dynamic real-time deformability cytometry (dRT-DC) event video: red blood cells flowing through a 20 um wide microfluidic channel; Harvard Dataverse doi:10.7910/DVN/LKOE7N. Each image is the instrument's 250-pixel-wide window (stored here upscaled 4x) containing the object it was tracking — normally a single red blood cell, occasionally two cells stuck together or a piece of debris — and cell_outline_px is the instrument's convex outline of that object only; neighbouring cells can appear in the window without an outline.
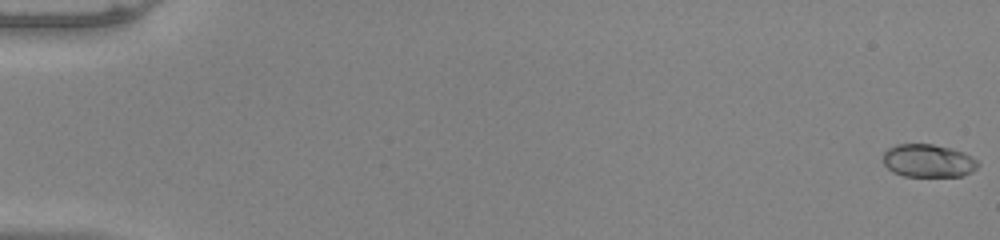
{"species": "common noctule bat (a hibernating species)", "species_latin": "Nyctalus noctula", "temperature_condition": "warm", "stored_images_in_passage": 53, "camera_frame_rate_fps": 3000, "um_per_image_px": 0.085, "animal": {"sex": "male", "body_mass_g": 20.0, "forearm_length_mm": 53.3}, "frame": {"image": 1, "passage_image": 1, "time_ms": 0.0, "image_size_px": [1000, 240], "cell_outline_px": [[980, 164], [972, 172], [960, 176], [904, 176], [892, 172], [884, 164], [884, 152], [888, 148], [896, 144], [932, 144], [952, 148], [964, 152], [972, 156]], "centroid_in_image_um": [78.91, 13.66], "position_along_channel_um": 6.1, "area_um2": 18.32}}
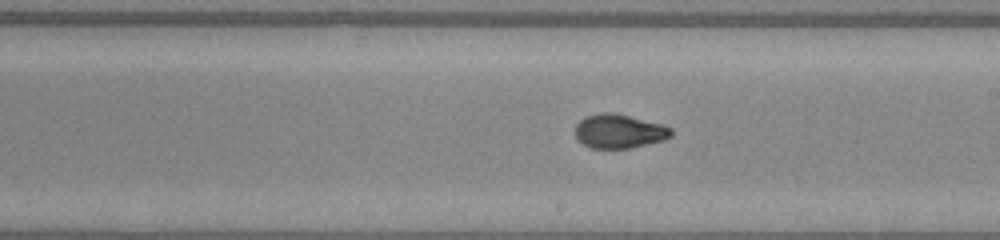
{"frame": {"image": 2, "passage_image": 32, "time_ms": 10.333, "image_size_px": [1000, 240], "cell_outline_px": [[672, 136], [664, 140], [628, 148], [592, 148], [584, 144], [576, 136], [576, 124], [584, 116], [600, 112], [612, 112], [664, 124], [672, 128]], "centroid_in_image_um": [52.65, 11.13], "position_along_channel_um": 236.4, "area_um2": 19.02}}
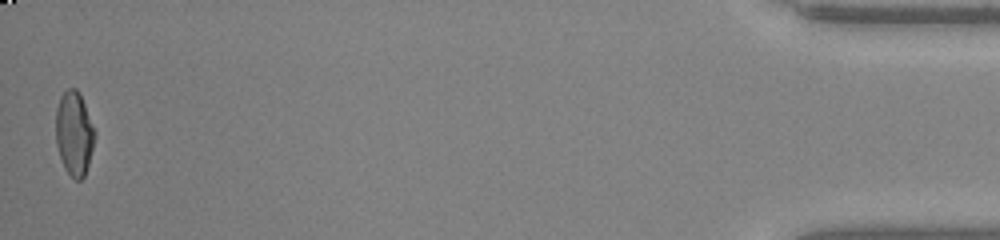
{"frame": {"image": 3, "passage_image": 53, "time_ms": 17.333, "image_size_px": [1000, 240], "cell_outline_px": [[96, 136], [88, 164], [84, 176], [80, 180], [76, 180], [64, 168], [56, 144], [56, 108], [60, 96], [68, 88], [76, 88], [80, 92], [96, 132]], "centroid_in_image_um": [6.31, 11.31], "position_along_channel_um": 428.9, "area_um2": 19.13}, "authors_computed_cell_mechanics": {"area_um2": 18.9584, "velocity_mm_per_s": 3.9975, "shape_relaxation_time_tau1_ms": 10.3486, "shape_relaxation_time_tau2_ms": 1.0408, "deformation_change_tau1": 0.3407, "deformation_change_tau2": 0.051}}